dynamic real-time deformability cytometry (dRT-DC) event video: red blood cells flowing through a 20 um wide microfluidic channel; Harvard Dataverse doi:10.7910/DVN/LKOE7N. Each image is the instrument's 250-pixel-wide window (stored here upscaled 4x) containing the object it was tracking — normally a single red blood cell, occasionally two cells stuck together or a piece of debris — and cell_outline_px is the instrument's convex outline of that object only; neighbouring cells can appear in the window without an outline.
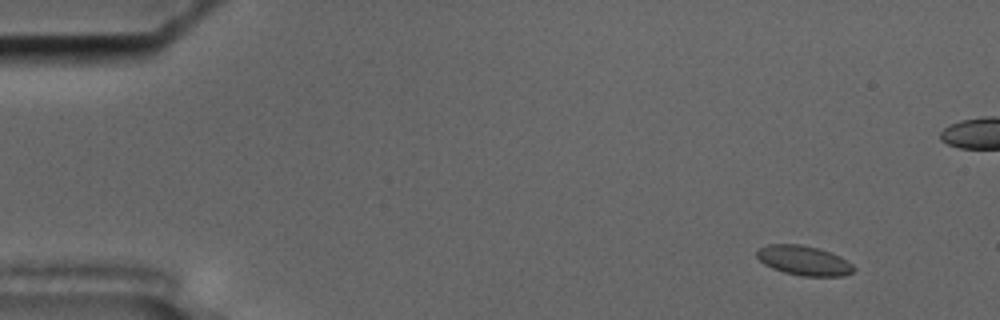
{"species": "common noctule bat (a hibernating species)", "species_latin": "Nyctalus noctula", "temperature_condition": "cold", "stored_images_in_passage": 15, "camera_frame_rate_fps": 3000, "um_per_image_px": 0.085, "animal": {"sex": "male", "body_mass_g": 17.5, "forearm_length_mm": 52.3}, "frame": {"image": 1, "passage_image": 3, "time_ms": 0.667, "image_size_px": [1000, 320], "cell_outline_px": [[852, 268], [848, 272], [832, 276], [812, 276], [788, 272], [776, 268], [768, 264], [760, 256], [796, 248], [812, 248], [824, 252], [840, 260]], "centroid_in_image_um": [68.58, 22.31], "position_along_channel_um": 16.4, "area_um2": 12.31}}